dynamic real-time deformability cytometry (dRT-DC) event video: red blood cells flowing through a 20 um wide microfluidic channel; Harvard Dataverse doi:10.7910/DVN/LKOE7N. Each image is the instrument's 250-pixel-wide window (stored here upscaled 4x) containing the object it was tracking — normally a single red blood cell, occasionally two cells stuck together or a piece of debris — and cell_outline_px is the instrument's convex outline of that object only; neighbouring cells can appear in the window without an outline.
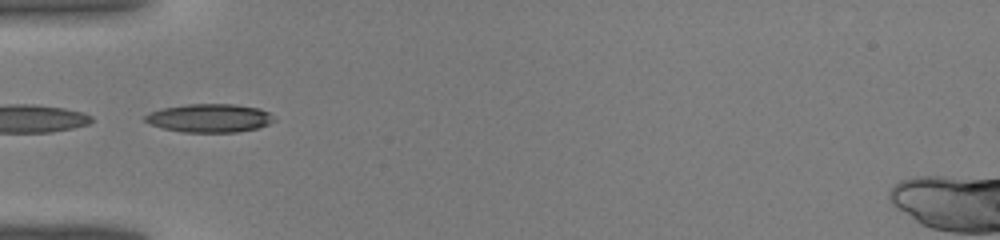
{"species": "common noctule bat (a hibernating species)", "species_latin": "Nyctalus noctula", "temperature_condition": "warm", "stored_images_in_passage": 29, "camera_frame_rate_fps": 3000, "um_per_image_px": 0.085, "animal": {"sex": "male", "body_mass_g": 19.0, "forearm_length_mm": 50.8}, "frame": {"image": 1, "passage_image": 1, "time_ms": 0.0, "image_size_px": [1000, 240], "cell_outline_px": [[276, 120], [268, 124], [256, 128], [236, 132], [184, 132], [164, 128], [152, 124], [144, 120], [144, 116], [148, 112], [160, 108], [188, 104], [236, 104], [260, 108], [268, 112]], "centroid_in_image_um": [17.8, 10.02], "position_along_channel_um": 67.2, "area_um2": 21.33}}
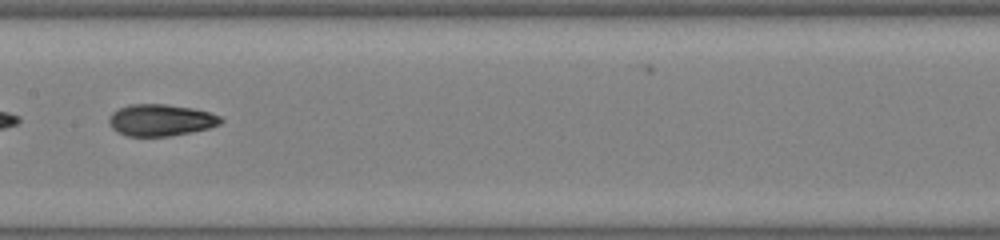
{"frame": {"image": 2, "passage_image": 9, "time_ms": 2.667, "image_size_px": [1000, 240], "cell_outline_px": [[224, 120], [220, 124], [208, 128], [192, 132], [168, 136], [128, 136], [116, 132], [108, 124], [108, 116], [112, 112], [128, 104], [164, 104], [192, 108], [208, 112], [220, 116]], "centroid_in_image_um": [13.62, 10.21], "position_along_channel_um": 193.8, "area_um2": 20.75}}
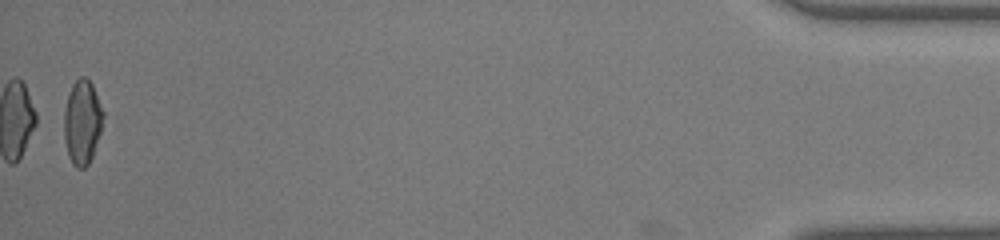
{"frame": {"image": 3, "passage_image": 29, "time_ms": 9.333, "image_size_px": [1000, 240], "cell_outline_px": [[104, 116], [100, 132], [92, 156], [88, 164], [84, 168], [76, 168], [72, 164], [68, 156], [64, 140], [64, 112], [68, 96], [72, 84], [80, 76], [84, 76], [92, 84], [104, 112]], "centroid_in_image_um": [6.98, 10.39], "position_along_channel_um": 428.2, "area_um2": 19.19}}